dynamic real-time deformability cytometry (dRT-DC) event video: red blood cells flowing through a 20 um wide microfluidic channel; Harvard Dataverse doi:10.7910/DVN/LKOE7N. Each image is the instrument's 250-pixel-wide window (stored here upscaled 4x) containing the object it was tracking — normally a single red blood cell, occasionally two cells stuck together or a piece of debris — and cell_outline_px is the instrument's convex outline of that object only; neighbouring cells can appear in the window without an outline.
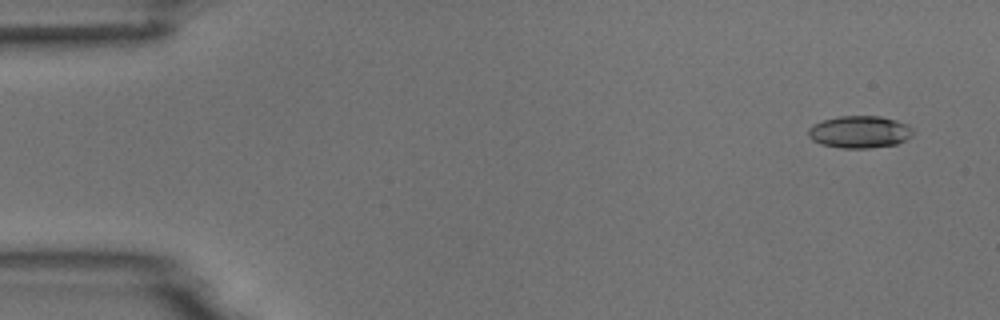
{"species": "common noctule bat (a hibernating species)", "species_latin": "Nyctalus noctula", "temperature_condition": "room temperature", "stored_images_in_passage": 8, "camera_frame_rate_fps": 3000, "um_per_image_px": 0.085, "animal": {"sex": "male", "body_mass_g": 18.8}, "frame": {"image": 1, "passage_image": 1, "time_ms": 0.0, "image_size_px": [1000, 320], "cell_outline_px": [[912, 136], [896, 144], [868, 148], [840, 148], [820, 144], [812, 140], [808, 136], [808, 128], [812, 124], [824, 120], [840, 116], [880, 116], [896, 120], [908, 124], [912, 128]], "centroid_in_image_um": [73.04, 11.21], "position_along_channel_um": 12.0, "area_um2": 19.71}}
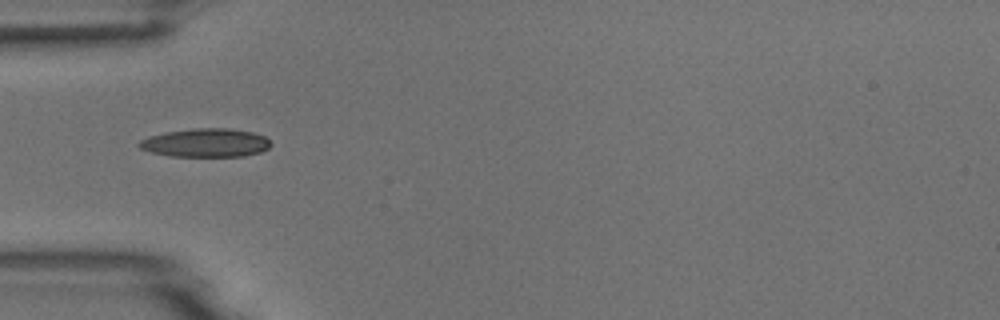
{"frame": {"image": 2, "passage_image": 5, "time_ms": 4.667, "image_size_px": [1000, 320], "cell_outline_px": [[272, 144], [268, 148], [260, 152], [244, 156], [172, 156], [152, 152], [140, 148], [136, 144], [140, 140], [148, 136], [168, 132], [192, 128], [228, 128], [252, 132], [264, 136]], "centroid_in_image_um": [17.48, 12.13], "position_along_channel_um": 67.5, "area_um2": 21.79}}
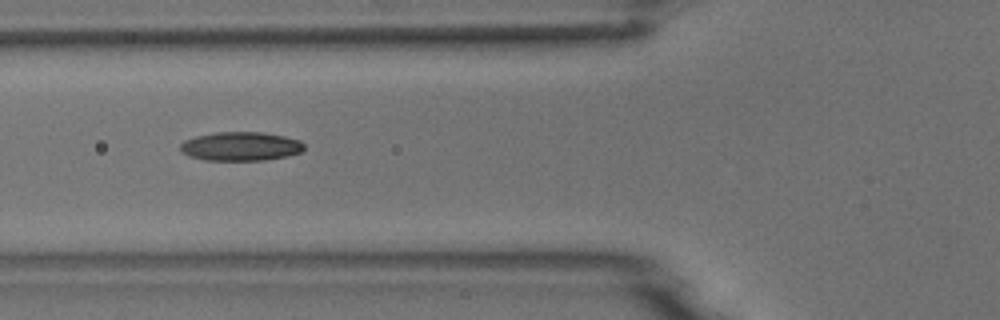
{"frame": {"image": 3, "passage_image": 6, "time_ms": 5.667, "image_size_px": [1000, 320], "cell_outline_px": [[304, 148], [300, 152], [288, 156], [264, 160], [204, 160], [188, 156], [180, 148], [180, 144], [184, 140], [196, 136], [216, 132], [264, 132], [284, 136], [300, 140], [304, 144]], "centroid_in_image_um": [20.46, 12.43], "position_along_channel_um": 105.3, "area_um2": 20.87}}